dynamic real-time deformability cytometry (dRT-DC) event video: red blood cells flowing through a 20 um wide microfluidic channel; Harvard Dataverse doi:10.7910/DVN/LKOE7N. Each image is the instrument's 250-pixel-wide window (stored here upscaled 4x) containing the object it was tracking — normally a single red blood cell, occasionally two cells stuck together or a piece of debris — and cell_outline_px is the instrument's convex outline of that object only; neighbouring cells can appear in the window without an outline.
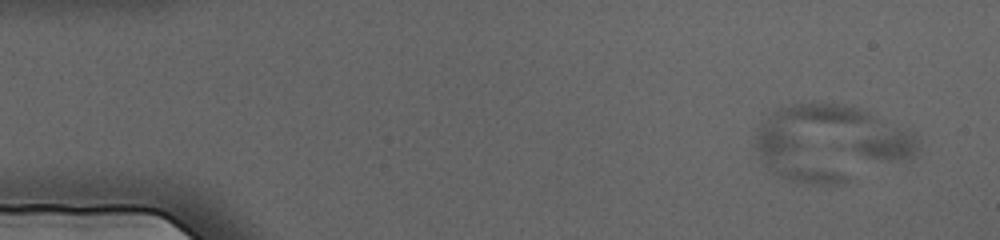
{"species": "human", "species_latin": "Homo sapiens", "temperature_condition": "cold", "stored_images_in_passage": 3, "camera_frame_rate_fps": 3000, "um_per_image_px": 0.085, "donor": {"sex": "female"}, "frame": {"image": 1, "passage_image": 1, "time_ms": 0.0, "image_size_px": [1000, 240], "cell_outline_px": [[920, 144], [916, 156], [908, 160], [840, 184], [812, 184], [788, 180], [772, 172], [760, 160], [752, 144], [756, 132], [760, 124], [772, 112], [780, 108], [792, 104], [812, 100], [844, 104], [860, 108], [908, 128], [916, 132], [920, 140]], "centroid_in_image_um": [70.62, 12.13], "position_along_channel_um": 14.4, "area_um2": 73.87}}